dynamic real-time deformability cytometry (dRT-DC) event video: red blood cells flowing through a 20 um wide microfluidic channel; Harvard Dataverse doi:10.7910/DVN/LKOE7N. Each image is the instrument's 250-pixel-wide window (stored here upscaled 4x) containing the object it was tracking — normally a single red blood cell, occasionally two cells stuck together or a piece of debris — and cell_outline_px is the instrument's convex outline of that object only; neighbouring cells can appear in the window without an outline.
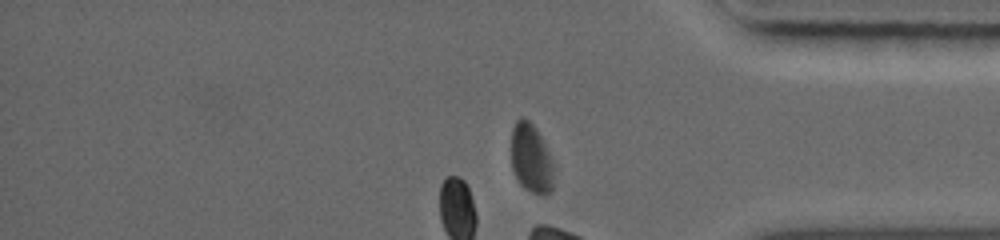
{"species": "common noctule bat (a hibernating species)", "species_latin": "Nyctalus noctula", "temperature_condition": "warm", "stored_images_in_passage": 15, "camera_frame_rate_fps": 5000, "um_per_image_px": 0.085, "animal": {"sex": "female", "body_mass_g": 19.0, "forearm_length_mm": 56.7}, "frame": {"image": 1, "passage_image": 13, "time_ms": 8.4, "image_size_px": [1000, 240], "cell_outline_px": [[552, 188], [548, 192], [532, 192], [524, 188], [520, 184], [512, 168], [512, 128], [516, 120], [520, 116], [524, 116], [536, 128], [548, 152], [552, 164]], "centroid_in_image_um": [45.1, 13.4], "position_along_channel_um": 390.1, "area_um2": 16.59}}